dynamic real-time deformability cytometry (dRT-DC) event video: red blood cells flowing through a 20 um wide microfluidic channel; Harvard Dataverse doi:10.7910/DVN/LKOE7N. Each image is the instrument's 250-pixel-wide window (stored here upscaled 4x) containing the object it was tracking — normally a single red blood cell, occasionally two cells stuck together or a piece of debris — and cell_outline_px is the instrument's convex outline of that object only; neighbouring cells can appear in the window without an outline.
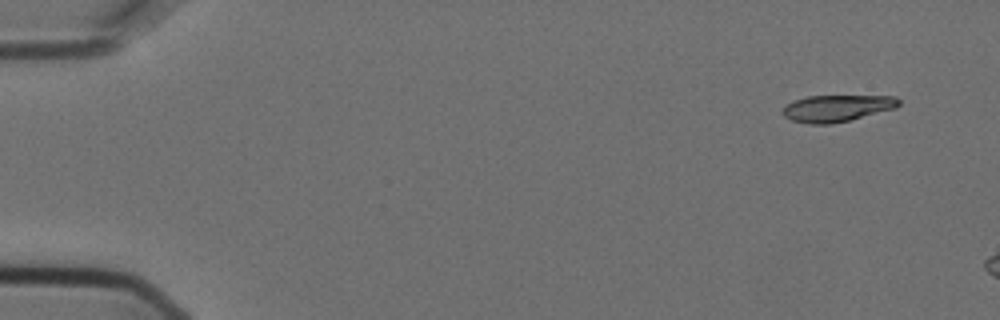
{"species": "Egyptian fruit bat (a non-hibernating species)", "species_latin": "Rousettus aegyptiacus", "temperature_condition": "cold", "stored_images_in_passage": 3, "camera_frame_rate_fps": 3000, "um_per_image_px": 0.085, "animal": {"sex": "female"}, "frame": {"image": 1, "passage_image": 1, "time_ms": 0.0, "image_size_px": [1000, 320], "cell_outline_px": [[900, 104], [896, 108], [832, 124], [808, 124], [792, 120], [784, 116], [780, 112], [788, 104], [796, 100], [808, 96], [896, 96], [900, 100]], "centroid_in_image_um": [71.14, 9.2], "position_along_channel_um": 13.9, "area_um2": 17.92}}